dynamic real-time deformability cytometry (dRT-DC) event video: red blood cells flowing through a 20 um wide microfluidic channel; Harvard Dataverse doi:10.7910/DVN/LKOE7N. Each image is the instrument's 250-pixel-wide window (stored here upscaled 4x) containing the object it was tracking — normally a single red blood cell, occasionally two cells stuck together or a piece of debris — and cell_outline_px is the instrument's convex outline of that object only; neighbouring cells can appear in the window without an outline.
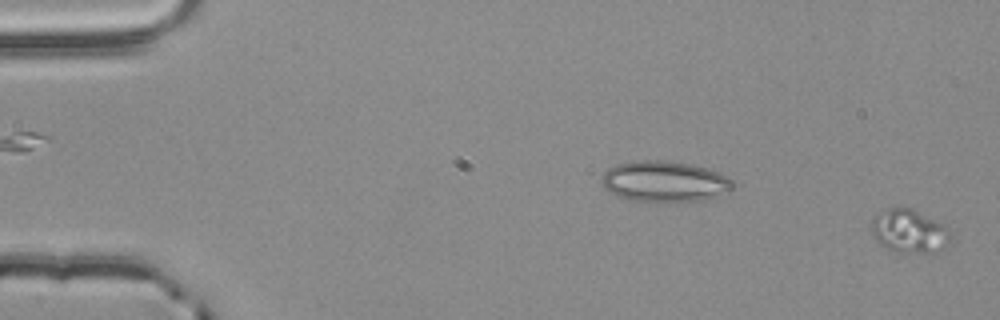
{"species": "common noctule bat (a hibernating species)", "species_latin": "Nyctalus noctula", "temperature_condition": "room temperature", "stored_images_in_passage": 55, "camera_frame_rate_fps": 3000, "um_per_image_px": 0.085, "animal": {"sex": "male", "body_mass_g": 20.4}, "frame": {"image": 1, "passage_image": 1, "time_ms": 0.0, "image_size_px": [1000, 320], "cell_outline_px": [[952, 240], [948, 248], [936, 252], [896, 252], [888, 248], [876, 240], [872, 232], [872, 220], [876, 212], [888, 208], [912, 208], [944, 224], [952, 236]], "centroid_in_image_um": [77.33, 19.65], "position_along_channel_um": 7.7, "area_um2": 20.23}}
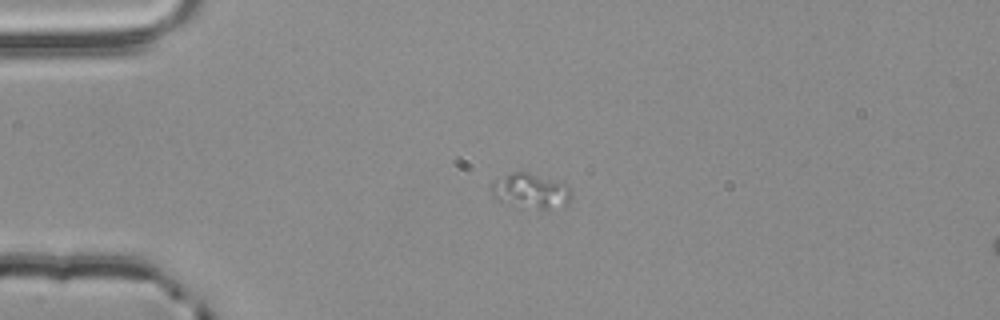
{"frame": {"image": 2, "passage_image": 14, "time_ms": 4.333, "image_size_px": [1000, 320], "cell_outline_px": [[572, 196], [568, 204], [548, 208], [516, 208], [496, 200], [492, 192], [492, 184], [496, 180], [512, 172], [528, 172], [560, 180], [572, 192]], "centroid_in_image_um": [45.12, 16.24], "position_along_channel_um": 39.9, "area_um2": 16.47}}